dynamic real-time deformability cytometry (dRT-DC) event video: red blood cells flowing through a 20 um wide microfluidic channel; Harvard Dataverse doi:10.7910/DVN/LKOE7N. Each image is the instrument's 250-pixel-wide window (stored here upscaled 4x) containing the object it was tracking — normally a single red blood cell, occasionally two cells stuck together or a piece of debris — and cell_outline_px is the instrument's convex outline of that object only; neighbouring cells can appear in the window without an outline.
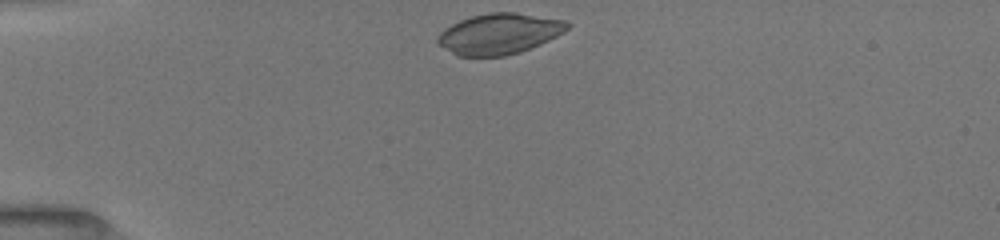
{"species": "common noctule bat (a hibernating species)", "species_latin": "Nyctalus noctula", "temperature_condition": "room temperature", "stored_images_in_passage": 17, "camera_frame_rate_fps": 3000, "um_per_image_px": 0.085, "animal": {"sex": "female", "body_mass_g": 19.5, "forearm_length_mm": 54.1}, "frame": {"image": 1, "passage_image": 1, "time_ms": 0.0, "image_size_px": [1000, 240], "cell_outline_px": [[572, 24], [564, 32], [540, 44], [520, 52], [504, 56], [456, 56], [440, 44], [436, 40], [436, 36], [444, 28], [460, 20], [472, 16], [488, 12], [516, 12], [568, 20]], "centroid_in_image_um": [42.45, 2.86], "position_along_channel_um": 42.5, "area_um2": 30.92}}
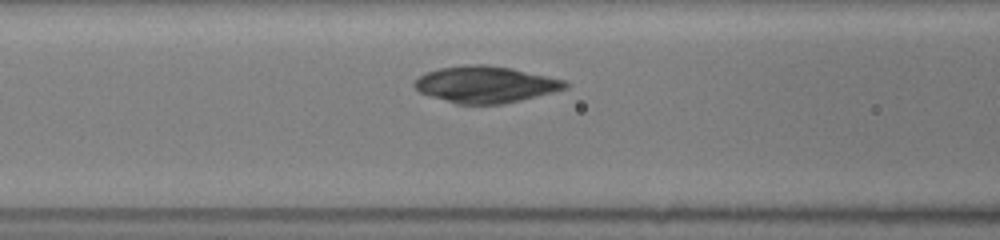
{"frame": {"image": 2, "passage_image": 10, "time_ms": 3.0, "image_size_px": [1000, 240], "cell_outline_px": [[568, 88], [504, 104], [456, 104], [428, 96], [420, 92], [412, 84], [424, 72], [440, 68], [468, 64], [484, 64], [512, 68], [564, 80], [568, 84]], "centroid_in_image_um": [41.23, 7.18], "position_along_channel_um": 125.4, "area_um2": 32.08}}
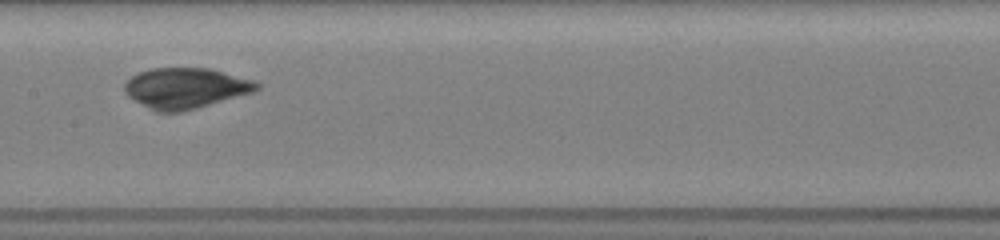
{"frame": {"image": 3, "passage_image": 15, "time_ms": 4.667, "image_size_px": [1000, 240], "cell_outline_px": [[260, 88], [256, 92], [184, 112], [156, 112], [148, 108], [128, 96], [124, 92], [124, 84], [132, 76], [140, 72], [152, 68], [208, 68], [252, 80], [260, 84]], "centroid_in_image_um": [15.79, 7.51], "position_along_channel_um": 191.6, "area_um2": 31.39}}